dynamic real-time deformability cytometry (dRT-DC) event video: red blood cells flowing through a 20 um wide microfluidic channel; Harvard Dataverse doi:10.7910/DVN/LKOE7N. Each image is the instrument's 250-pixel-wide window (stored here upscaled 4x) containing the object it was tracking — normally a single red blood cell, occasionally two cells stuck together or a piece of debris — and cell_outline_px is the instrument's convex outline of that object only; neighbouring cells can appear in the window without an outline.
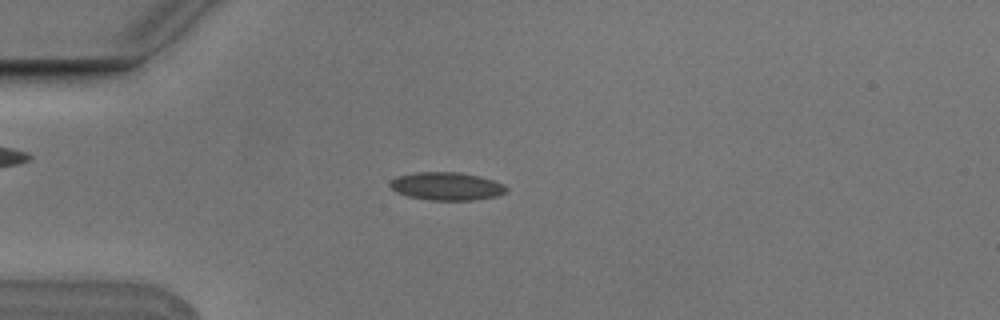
{"species": "Egyptian fruit bat (a non-hibernating species)", "species_latin": "Rousettus aegyptiacus", "temperature_condition": "cold", "stored_images_in_passage": 5, "camera_frame_rate_fps": 3000, "um_per_image_px": 0.085, "animal": {"sex": "male"}, "frame": {"image": 1, "passage_image": 2, "time_ms": 0.333, "image_size_px": [1000, 320], "cell_outline_px": [[508, 188], [504, 192], [496, 196], [476, 200], [428, 200], [408, 196], [396, 192], [388, 184], [396, 176], [412, 172], [460, 172], [480, 176], [504, 184]], "centroid_in_image_um": [37.94, 15.82], "position_along_channel_um": 47.1, "area_um2": 19.07}}
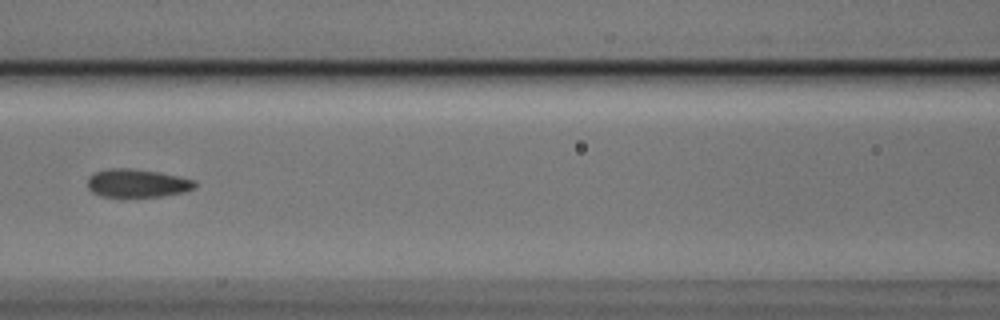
{"frame": {"image": 2, "passage_image": 5, "time_ms": 1.333, "image_size_px": [1000, 320], "cell_outline_px": [[196, 188], [184, 192], [160, 196], [100, 196], [92, 192], [88, 188], [88, 176], [96, 172], [108, 168], [128, 168], [160, 172], [192, 180], [196, 184]], "centroid_in_image_um": [11.63, 15.56], "position_along_channel_um": 155.0, "area_um2": 17.46}}